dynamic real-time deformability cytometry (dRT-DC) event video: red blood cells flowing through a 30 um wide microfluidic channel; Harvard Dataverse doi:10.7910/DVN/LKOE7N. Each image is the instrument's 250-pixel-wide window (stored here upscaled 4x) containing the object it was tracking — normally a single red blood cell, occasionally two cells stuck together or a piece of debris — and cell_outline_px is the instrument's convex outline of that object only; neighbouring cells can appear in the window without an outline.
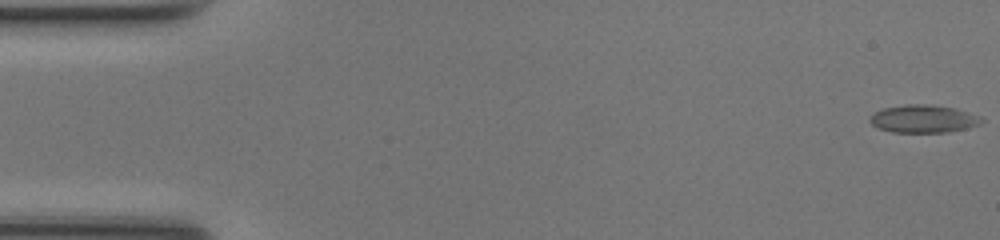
{"species": "common noctule bat (a hibernating species)", "species_latin": "Nyctalus noctula", "temperature_condition": "room temperature", "stored_images_in_passage": 8, "camera_frame_rate_fps": 3000, "um_per_image_px": 0.085, "animal": {"sex": "female", "body_mass_g": 17.0, "forearm_length_mm": 48.0}, "frame": {"image": 1, "passage_image": 1, "time_ms": 0.0, "image_size_px": [1000, 240], "cell_outline_px": [[984, 120], [980, 124], [968, 128], [948, 132], [892, 132], [880, 128], [872, 124], [868, 120], [876, 112], [884, 108], [904, 104], [932, 104], [956, 108], [980, 116]], "centroid_in_image_um": [78.53, 10.09], "position_along_channel_um": 6.5, "area_um2": 18.09}}